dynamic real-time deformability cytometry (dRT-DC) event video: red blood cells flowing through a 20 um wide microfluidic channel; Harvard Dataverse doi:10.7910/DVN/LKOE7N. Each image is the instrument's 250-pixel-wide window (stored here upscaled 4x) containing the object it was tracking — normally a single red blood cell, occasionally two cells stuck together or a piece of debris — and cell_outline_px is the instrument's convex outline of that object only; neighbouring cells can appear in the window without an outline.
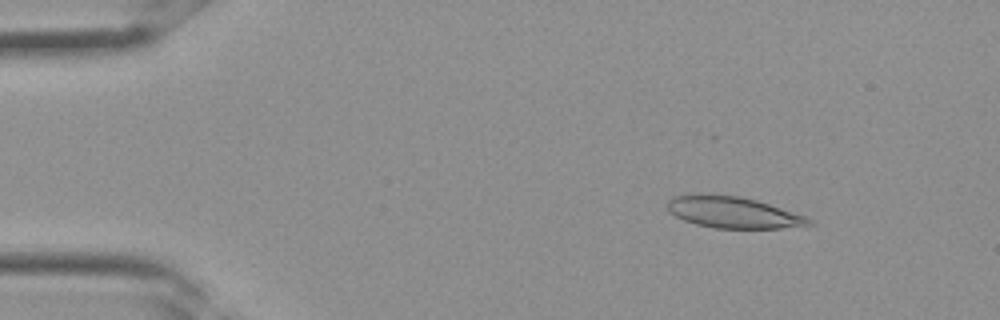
{"species": "Egyptian fruit bat (a non-hibernating species)", "species_latin": "Rousettus aegyptiacus", "temperature_condition": "room temperature", "stored_images_in_passage": 34, "camera_frame_rate_fps": 3000, "um_per_image_px": 0.085, "frame": {"image": 1, "passage_image": 5, "time_ms": 1.333, "image_size_px": [1000, 320], "cell_outline_px": [[816, 224], [780, 228], [716, 228], [696, 224], [684, 220], [668, 212], [668, 200], [672, 196], [700, 192], [704, 192], [740, 196], [756, 200], [808, 216]], "centroid_in_image_um": [62.29, 18.02], "position_along_channel_um": 22.7, "area_um2": 26.36}}
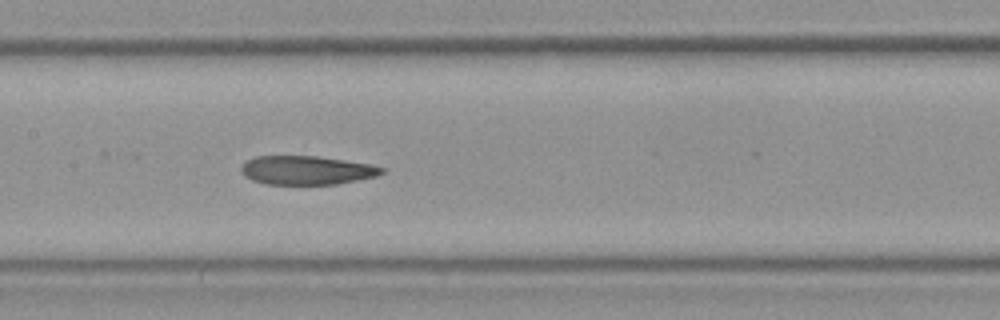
{"frame": {"image": 2, "passage_image": 17, "time_ms": 5.333, "image_size_px": [1000, 320], "cell_outline_px": [[384, 172], [376, 176], [336, 184], [264, 184], [252, 180], [244, 176], [240, 168], [248, 160], [256, 156], [316, 156], [372, 164], [384, 168]], "centroid_in_image_um": [26.06, 14.47], "position_along_channel_um": 181.3, "area_um2": 23.47}}
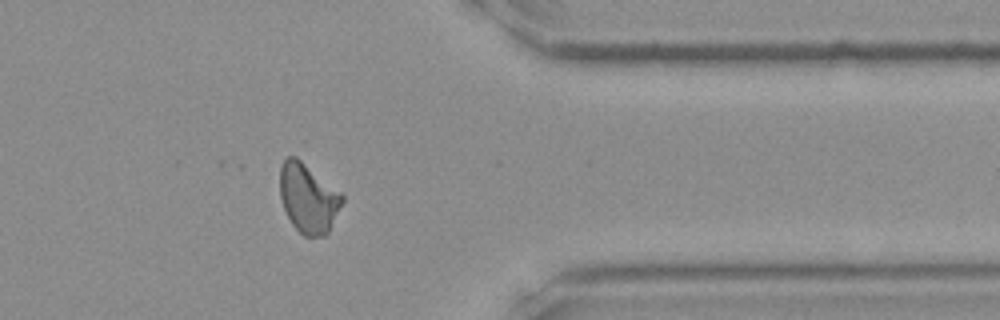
{"frame": {"image": 3, "passage_image": 28, "time_ms": 9.0, "image_size_px": [1000, 320], "cell_outline_px": [[344, 200], [328, 232], [324, 236], [304, 236], [292, 224], [284, 208], [280, 196], [280, 164], [284, 156], [296, 156], [340, 192], [344, 196]], "centroid_in_image_um": [26.18, 16.82], "position_along_channel_um": 385.2, "area_um2": 25.03}}